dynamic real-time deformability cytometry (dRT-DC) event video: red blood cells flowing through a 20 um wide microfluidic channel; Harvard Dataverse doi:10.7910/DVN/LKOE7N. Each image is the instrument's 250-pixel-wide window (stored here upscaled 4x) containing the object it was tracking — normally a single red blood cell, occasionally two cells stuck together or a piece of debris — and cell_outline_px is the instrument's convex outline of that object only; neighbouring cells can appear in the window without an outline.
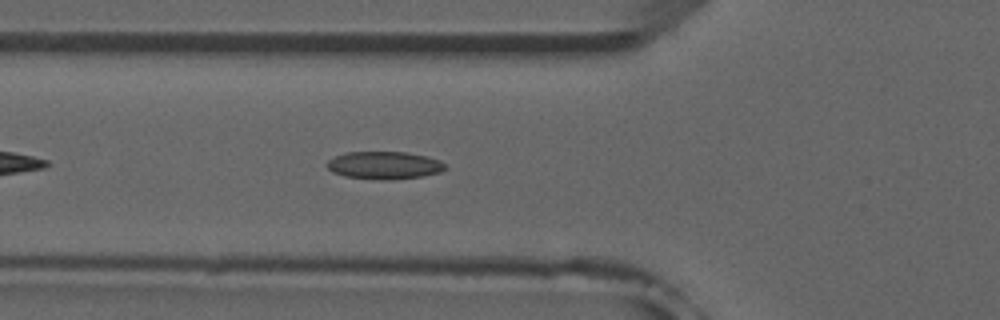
{"species": "common noctule bat (a hibernating species)", "species_latin": "Nyctalus noctula", "temperature_condition": "room temperature", "stored_images_in_passage": 38, "camera_frame_rate_fps": 3000, "um_per_image_px": 0.085, "animal": {"sex": "male", "forearm_length_mm": 52.5}, "frame": {"image": 1, "passage_image": 6, "time_ms": 1.667, "image_size_px": [1000, 320], "cell_outline_px": [[448, 168], [440, 172], [424, 176], [392, 180], [384, 180], [344, 176], [332, 172], [324, 164], [328, 160], [336, 156], [348, 152], [408, 152], [428, 156], [440, 160]], "centroid_in_image_um": [32.69, 14.05], "position_along_channel_um": 93.1, "area_um2": 19.25}}
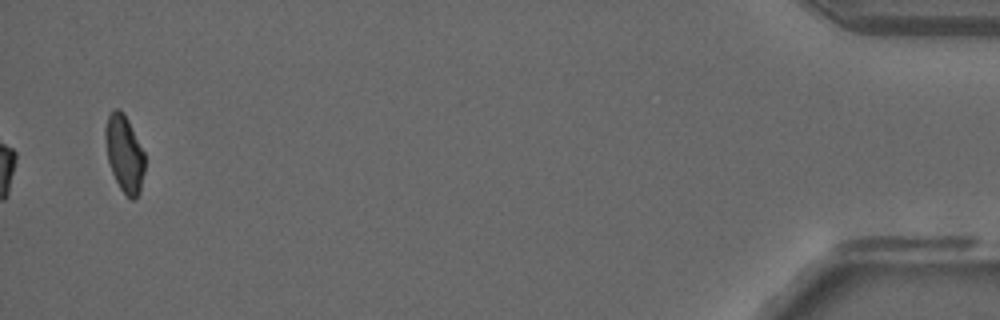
{"frame": {"image": 2, "passage_image": 38, "time_ms": 12.333, "image_size_px": [1000, 320], "cell_outline_px": [[144, 172], [140, 192], [136, 200], [132, 200], [120, 188], [112, 172], [108, 160], [104, 136], [104, 128], [108, 116], [116, 108], [124, 112], [144, 152]], "centroid_in_image_um": [10.57, 13.06], "position_along_channel_um": 424.6, "area_um2": 17.57}, "authors_computed_cell_mechanics": {"area_um2": 18.4382, "velocity_mm_per_s": 3.9309, "shape_relaxation_time_tau1_ms": null, "shape_relaxation_time_tau2_ms": 2.8204, "deformation_change_tau1": null, "deformation_change_tau2": 0.0935}}